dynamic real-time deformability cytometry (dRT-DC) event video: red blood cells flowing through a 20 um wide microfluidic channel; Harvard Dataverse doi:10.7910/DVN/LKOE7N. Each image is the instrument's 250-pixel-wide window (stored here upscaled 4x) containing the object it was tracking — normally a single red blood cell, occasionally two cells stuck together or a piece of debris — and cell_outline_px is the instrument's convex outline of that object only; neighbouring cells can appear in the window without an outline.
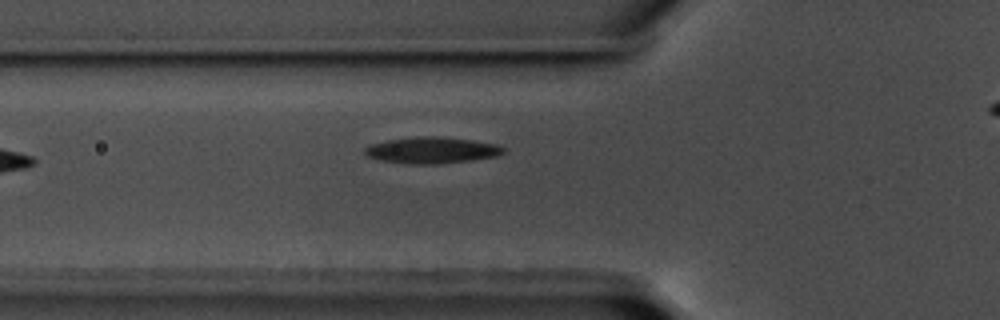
{"species": "common noctule bat (a hibernating species)", "species_latin": "Nyctalus noctula", "temperature_condition": "warm", "stored_images_in_passage": 39, "camera_frame_rate_fps": 3000, "um_per_image_px": 0.085, "animal": {"sex": "male", "body_mass_g": 17.5, "forearm_length_mm": 52.3}, "frame": {"image": 1, "passage_image": 8, "time_ms": 2.333, "image_size_px": [1000, 320], "cell_outline_px": [[504, 152], [496, 156], [472, 160], [436, 164], [412, 164], [380, 160], [368, 156], [364, 152], [364, 148], [372, 144], [388, 140], [424, 136], [428, 136], [472, 140], [496, 144], [504, 148]], "centroid_in_image_um": [36.7, 12.78], "position_along_channel_um": 89.1, "area_um2": 20.87}}
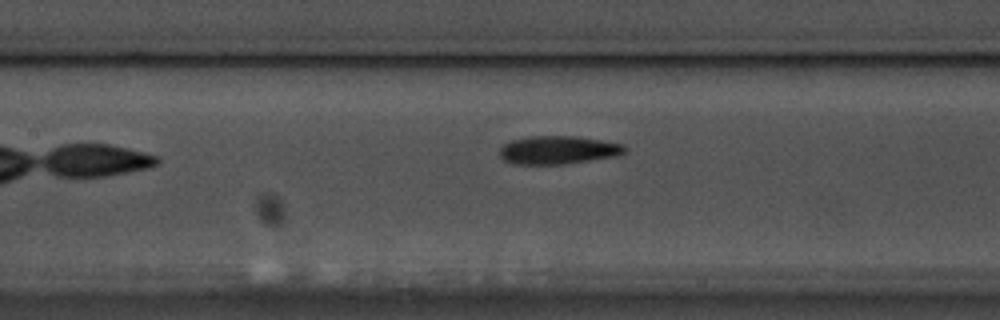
{"frame": {"image": 2, "passage_image": 14, "time_ms": 4.333, "image_size_px": [1000, 320], "cell_outline_px": [[628, 148], [624, 152], [616, 156], [564, 164], [512, 164], [504, 160], [500, 156], [500, 148], [504, 144], [512, 140], [528, 136], [576, 136], [624, 144]], "centroid_in_image_um": [47.43, 12.75], "position_along_channel_um": 160.0, "area_um2": 20.58}}
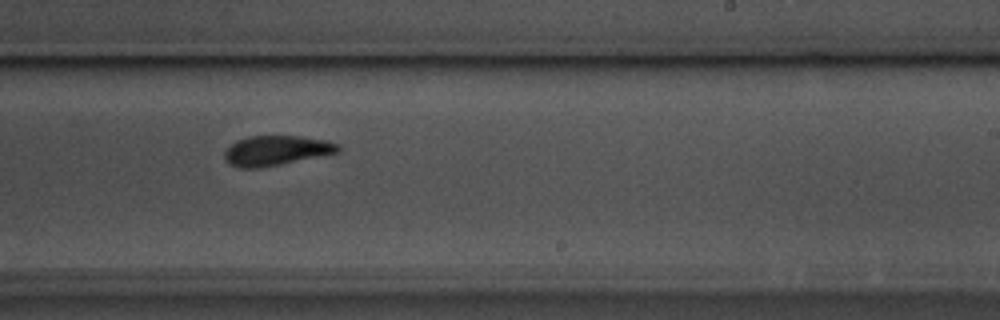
{"frame": {"image": 3, "passage_image": 23, "time_ms": 7.333, "image_size_px": [1000, 320], "cell_outline_px": [[340, 152], [260, 168], [240, 168], [228, 164], [224, 156], [224, 152], [236, 140], [248, 136], [300, 136], [324, 140], [340, 144]], "centroid_in_image_um": [23.47, 12.8], "position_along_channel_um": 265.5, "area_um2": 19.71}}